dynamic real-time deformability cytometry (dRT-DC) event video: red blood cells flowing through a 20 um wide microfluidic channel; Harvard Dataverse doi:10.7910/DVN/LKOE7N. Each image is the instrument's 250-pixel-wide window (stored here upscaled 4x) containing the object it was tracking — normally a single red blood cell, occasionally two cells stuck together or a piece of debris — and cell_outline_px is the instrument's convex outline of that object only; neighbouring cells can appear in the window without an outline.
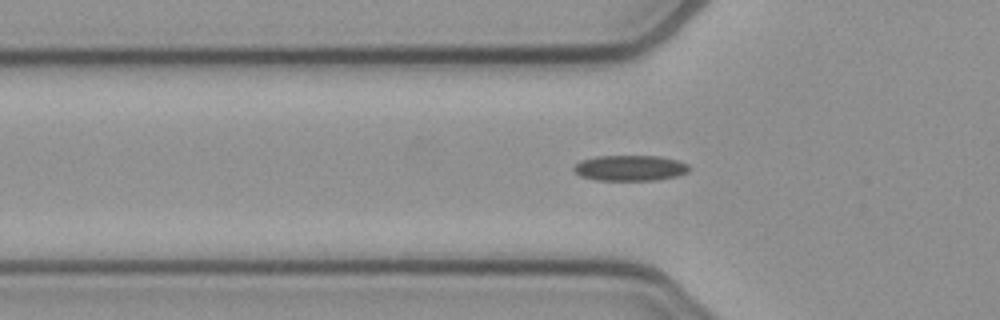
{"species": "common noctule bat (a hibernating species)", "species_latin": "Nyctalus noctula", "temperature_condition": "cold", "stored_images_in_passage": 37, "camera_frame_rate_fps": 3000, "um_per_image_px": 0.085, "animal": {"sex": "female", "body_mass_g": 21.9}, "frame": {"image": 1, "passage_image": 2, "time_ms": 0.333, "image_size_px": [1000, 320], "cell_outline_px": [[692, 168], [688, 172], [676, 176], [656, 180], [596, 180], [580, 176], [572, 168], [580, 160], [596, 156], [660, 156], [676, 160], [688, 164]], "centroid_in_image_um": [53.56, 14.28], "position_along_channel_um": 72.2, "area_um2": 17.28}}
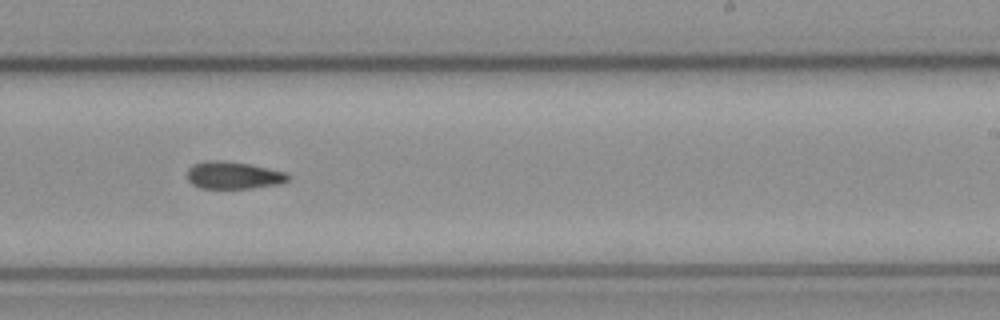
{"frame": {"image": 2, "passage_image": 17, "time_ms": 5.333, "image_size_px": [1000, 320], "cell_outline_px": [[292, 176], [288, 180], [280, 184], [248, 188], [200, 188], [192, 184], [188, 180], [188, 168], [192, 164], [204, 160], [224, 160], [252, 164], [288, 172]], "centroid_in_image_um": [19.87, 14.88], "position_along_channel_um": 269.1, "area_um2": 16.42}}
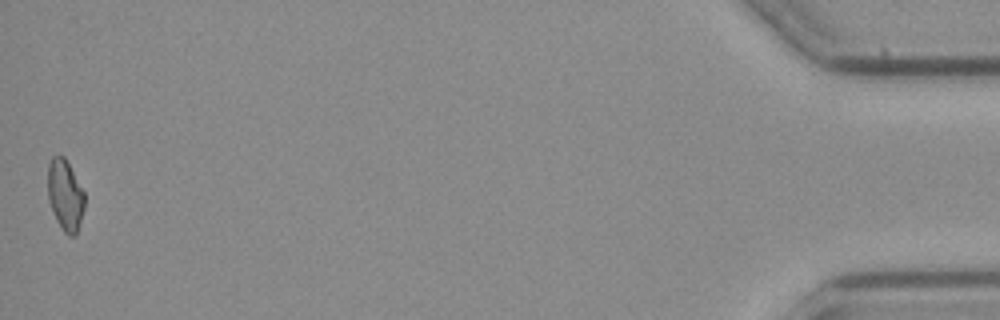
{"frame": {"image": 3, "passage_image": 37, "time_ms": 12.0, "image_size_px": [1000, 320], "cell_outline_px": [[84, 208], [76, 236], [68, 236], [64, 232], [56, 220], [48, 200], [48, 164], [52, 156], [64, 156], [84, 192]], "centroid_in_image_um": [5.53, 16.61], "position_along_channel_um": 429.7, "area_um2": 15.14}}